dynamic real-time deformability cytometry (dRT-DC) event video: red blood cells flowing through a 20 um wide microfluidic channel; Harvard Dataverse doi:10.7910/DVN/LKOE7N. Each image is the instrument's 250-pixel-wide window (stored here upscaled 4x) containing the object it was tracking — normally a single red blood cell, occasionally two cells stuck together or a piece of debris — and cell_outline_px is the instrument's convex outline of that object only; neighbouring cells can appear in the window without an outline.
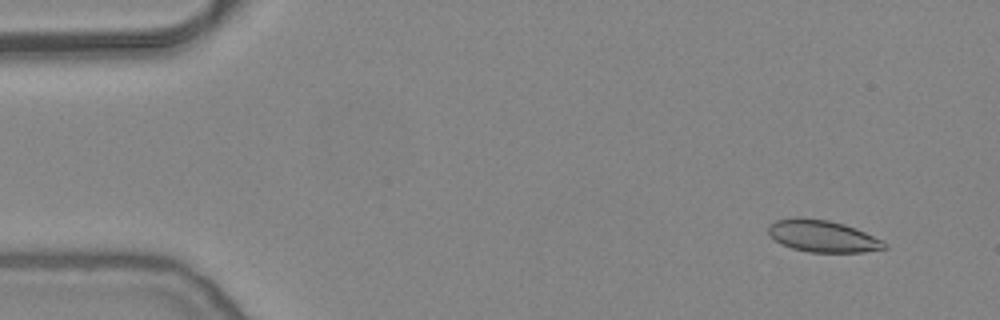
{"species": "common noctule bat (a hibernating species)", "species_latin": "Nyctalus noctula", "temperature_condition": "warm", "stored_images_in_passage": 28, "camera_frame_rate_fps": 3000, "um_per_image_px": 0.085, "animal": {"sex": "female", "body_mass_g": 24.6, "forearm_length_mm": 56.2}, "frame": {"image": 1, "passage_image": 4, "time_ms": 1.0, "image_size_px": [1000, 320], "cell_outline_px": [[888, 248], [864, 252], [808, 252], [792, 248], [780, 244], [768, 232], [768, 224], [776, 220], [828, 220], [844, 224], [856, 228], [884, 240], [888, 244]], "centroid_in_image_um": [70.01, 20.11], "position_along_channel_um": 15.0, "area_um2": 21.1}}
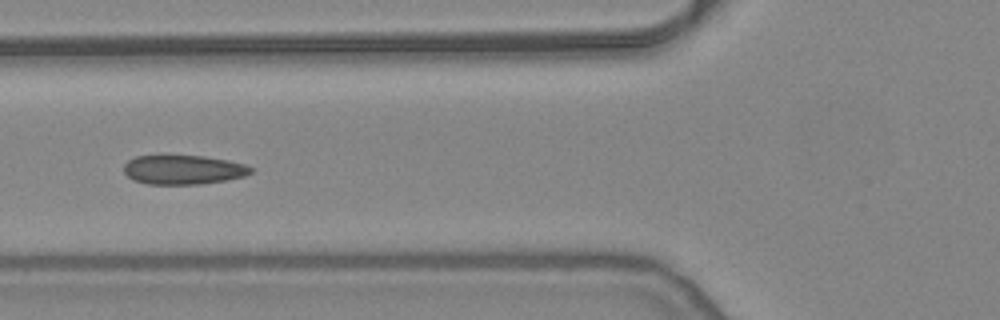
{"frame": {"image": 2, "passage_image": 20, "time_ms": 6.333, "image_size_px": [1000, 320], "cell_outline_px": [[252, 172], [244, 176], [224, 180], [200, 184], [148, 184], [132, 180], [124, 172], [124, 164], [128, 160], [136, 156], [204, 156], [228, 160], [244, 164], [252, 168]], "centroid_in_image_um": [15.55, 14.43], "position_along_channel_um": 110.2, "area_um2": 21.5}}
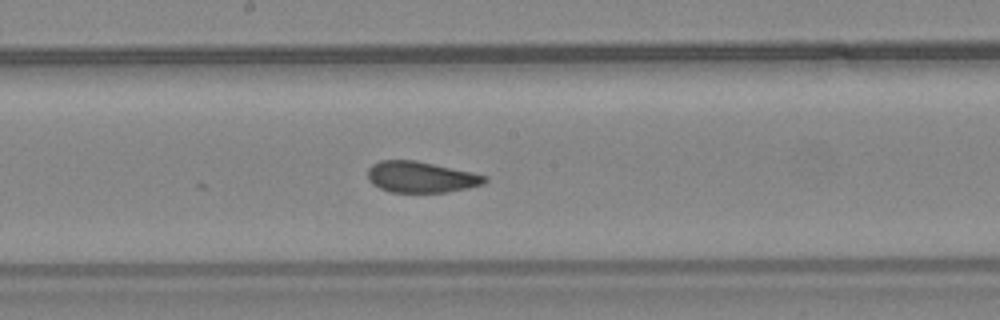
{"frame": {"image": 3, "passage_image": 28, "time_ms": 9.0, "image_size_px": [1000, 320], "cell_outline_px": [[488, 180], [484, 184], [468, 188], [448, 192], [392, 192], [380, 188], [372, 184], [368, 180], [368, 168], [372, 164], [380, 160], [416, 160], [472, 172], [488, 176]], "centroid_in_image_um": [35.79, 15.04], "position_along_channel_um": 212.4, "area_um2": 21.33}}